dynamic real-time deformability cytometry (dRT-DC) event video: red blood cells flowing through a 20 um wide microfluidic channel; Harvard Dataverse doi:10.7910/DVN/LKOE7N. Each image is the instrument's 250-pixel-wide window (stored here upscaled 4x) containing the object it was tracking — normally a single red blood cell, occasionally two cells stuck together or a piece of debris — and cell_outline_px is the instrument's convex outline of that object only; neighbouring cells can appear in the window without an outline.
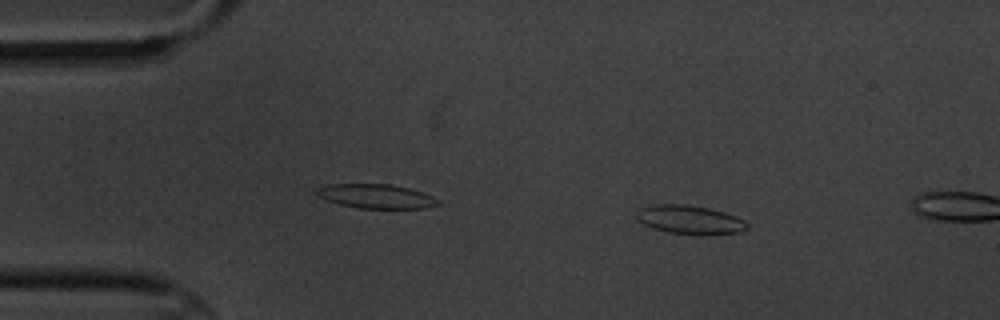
{"species": "common noctule bat (a hibernating species)", "species_latin": "Nyctalus noctula", "temperature_condition": "cold", "stored_images_in_passage": 4, "camera_frame_rate_fps": 3000, "um_per_image_px": 0.085, "animal": {"sex": "male", "body_mass_g": 20.1, "forearm_length_mm": 53.5}, "frame": {"image": 1, "passage_image": 2, "time_ms": 1.333, "image_size_px": [1000, 320], "cell_outline_px": [[748, 228], [740, 232], [708, 236], [700, 236], [668, 232], [652, 228], [644, 224], [636, 216], [636, 212], [640, 208], [652, 204], [684, 204], [708, 208], [724, 212], [736, 216], [744, 220], [748, 224]], "centroid_in_image_um": [58.66, 18.69], "position_along_channel_um": 26.3, "area_um2": 18.84}}